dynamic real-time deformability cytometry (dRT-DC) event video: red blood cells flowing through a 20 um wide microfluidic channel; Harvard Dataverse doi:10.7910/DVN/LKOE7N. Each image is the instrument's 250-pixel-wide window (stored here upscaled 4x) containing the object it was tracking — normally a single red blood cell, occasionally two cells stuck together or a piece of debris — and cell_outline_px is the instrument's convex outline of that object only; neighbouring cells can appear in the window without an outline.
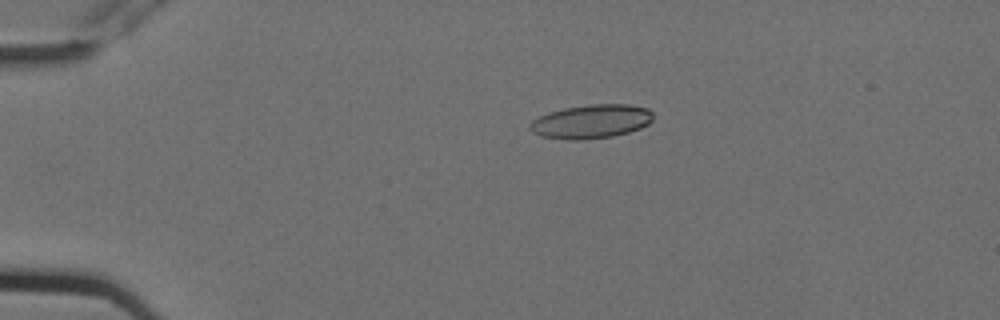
{"species": "Egyptian fruit bat (a non-hibernating species)", "species_latin": "Rousettus aegyptiacus", "temperature_condition": "cold", "stored_images_in_passage": 11, "camera_frame_rate_fps": 3000, "um_per_image_px": 0.085, "animal": {"sex": "female"}, "frame": {"image": 1, "passage_image": 3, "time_ms": 0.667, "image_size_px": [1000, 320], "cell_outline_px": [[652, 120], [648, 124], [640, 128], [628, 132], [612, 136], [584, 140], [568, 140], [540, 136], [532, 132], [528, 128], [528, 124], [532, 120], [548, 112], [564, 108], [588, 104], [628, 104], [648, 108], [652, 112]], "centroid_in_image_um": [50.22, 10.33], "position_along_channel_um": 34.8, "area_um2": 24.51}}
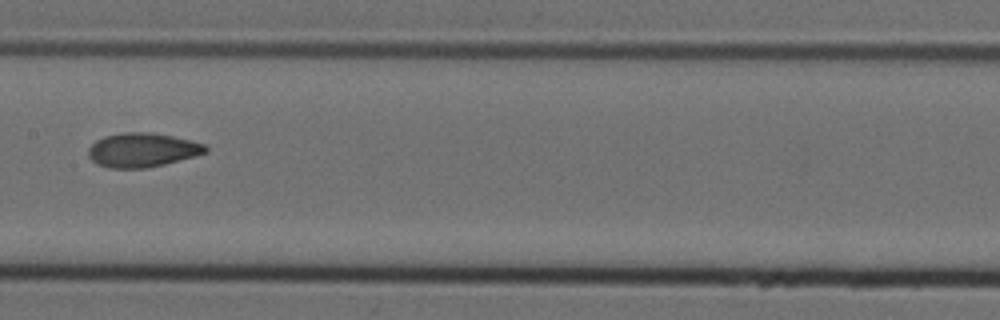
{"frame": {"image": 2, "passage_image": 8, "time_ms": 2.333, "image_size_px": [1000, 320], "cell_outline_px": [[208, 152], [196, 156], [148, 168], [108, 168], [96, 164], [88, 156], [88, 148], [96, 140], [104, 136], [124, 132], [148, 132], [172, 136], [204, 144], [208, 148]], "centroid_in_image_um": [12.07, 12.76], "position_along_channel_um": 195.3, "area_um2": 23.35}}
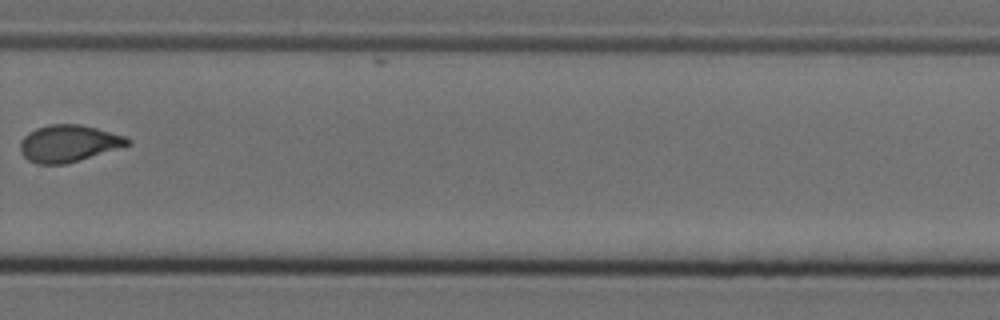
{"frame": {"image": 3, "passage_image": 11, "time_ms": 3.333, "image_size_px": [1000, 320], "cell_outline_px": [[132, 144], [68, 164], [36, 164], [28, 160], [20, 152], [20, 140], [28, 132], [36, 128], [52, 124], [80, 124], [128, 136], [132, 140]], "centroid_in_image_um": [5.85, 12.19], "position_along_channel_um": 323.9, "area_um2": 23.41}}